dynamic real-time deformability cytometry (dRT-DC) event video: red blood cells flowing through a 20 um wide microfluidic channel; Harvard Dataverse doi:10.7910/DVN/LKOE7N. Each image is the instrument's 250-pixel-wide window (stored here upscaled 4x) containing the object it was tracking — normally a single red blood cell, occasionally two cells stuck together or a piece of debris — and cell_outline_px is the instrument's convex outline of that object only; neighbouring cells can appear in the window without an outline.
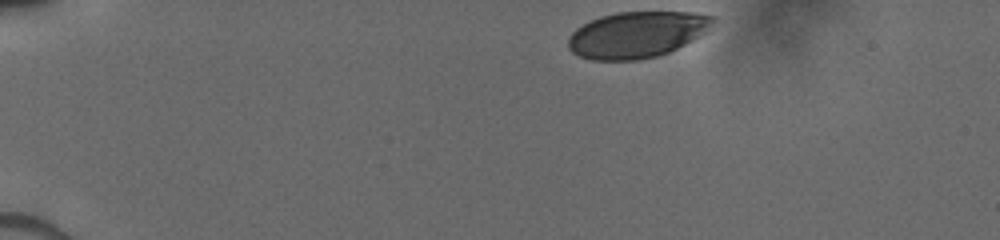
{"species": "human", "species_latin": "Homo sapiens", "temperature_condition": "cold", "stored_images_in_passage": 17, "camera_frame_rate_fps": 3000, "um_per_image_px": 0.085, "donor": {"sex": "male"}, "frame": {"image": 1, "passage_image": 1, "time_ms": 0.0, "image_size_px": [1000, 240], "cell_outline_px": [[716, 20], [700, 36], [668, 52], [656, 56], [636, 60], [592, 60], [580, 56], [572, 52], [568, 48], [568, 36], [576, 28], [588, 20], [600, 16], [616, 12], [696, 12], [716, 16]], "centroid_in_image_um": [54.11, 2.93], "position_along_channel_um": 30.9, "area_um2": 39.07}}
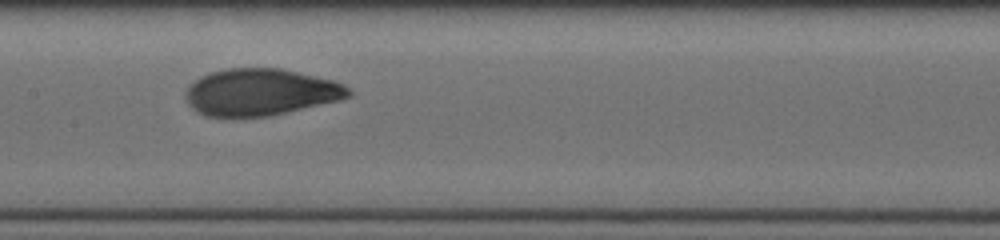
{"frame": {"image": 2, "passage_image": 10, "time_ms": 6.0, "image_size_px": [1000, 240], "cell_outline_px": [[352, 96], [340, 100], [272, 116], [232, 120], [224, 120], [204, 116], [196, 112], [188, 104], [184, 92], [188, 84], [200, 76], [208, 72], [228, 68], [280, 68], [332, 80], [344, 84], [352, 92]], "centroid_in_image_um": [22.06, 7.88], "position_along_channel_um": 185.3, "area_um2": 45.89}}
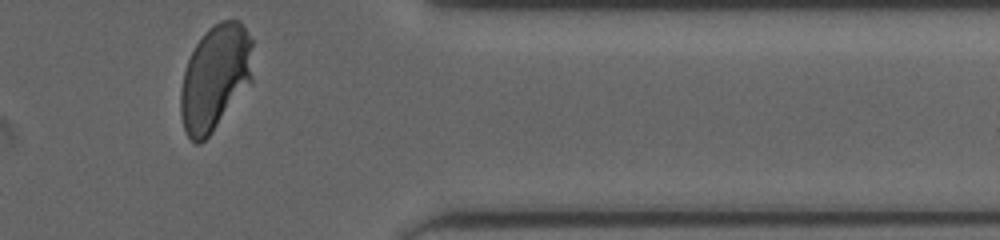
{"frame": {"image": 3, "passage_image": 17, "time_ms": 11.333, "image_size_px": [1000, 240], "cell_outline_px": [[252, 84], [212, 132], [200, 144], [196, 144], [188, 136], [184, 128], [180, 116], [180, 92], [184, 72], [188, 60], [196, 44], [204, 32], [208, 28], [220, 20], [240, 20], [252, 40]], "centroid_in_image_um": [18.3, 6.6], "position_along_channel_um": 393.1, "area_um2": 44.85}}